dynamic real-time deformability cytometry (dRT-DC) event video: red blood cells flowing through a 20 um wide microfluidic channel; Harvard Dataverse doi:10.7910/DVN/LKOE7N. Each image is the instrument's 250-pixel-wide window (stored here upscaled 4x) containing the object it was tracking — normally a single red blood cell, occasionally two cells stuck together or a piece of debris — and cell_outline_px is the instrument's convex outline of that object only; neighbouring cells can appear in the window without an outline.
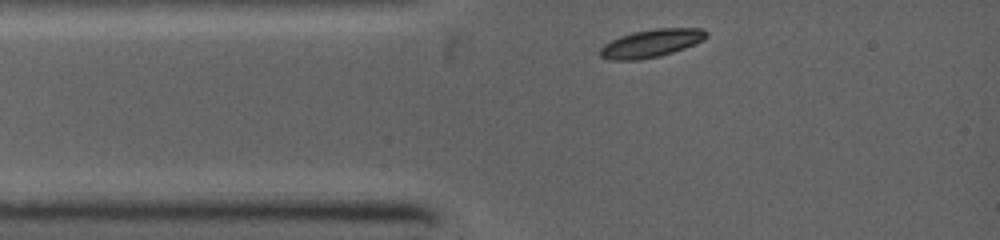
{"species": "common noctule bat (a hibernating species)", "species_latin": "Nyctalus noctula", "temperature_condition": "warm", "stored_images_in_passage": 3, "segment_of_instrument_passage": [2, 2], "camera_frame_rate_fps": 5000, "um_per_image_px": 0.085, "animal": {"sex": "female", "body_mass_g": 19.0, "forearm_length_mm": 53.3}, "frame": {"image": 1, "passage_image": 3, "time_ms": 1.4, "image_size_px": [1000, 240], "cell_outline_px": [[708, 36], [704, 40], [684, 48], [660, 56], [640, 60], [612, 60], [600, 56], [600, 48], [604, 44], [620, 36], [632, 32], [656, 28], [704, 28], [708, 32]], "centroid_in_image_um": [55.38, 3.67], "position_along_channel_um": 29.6, "area_um2": 17.34}}